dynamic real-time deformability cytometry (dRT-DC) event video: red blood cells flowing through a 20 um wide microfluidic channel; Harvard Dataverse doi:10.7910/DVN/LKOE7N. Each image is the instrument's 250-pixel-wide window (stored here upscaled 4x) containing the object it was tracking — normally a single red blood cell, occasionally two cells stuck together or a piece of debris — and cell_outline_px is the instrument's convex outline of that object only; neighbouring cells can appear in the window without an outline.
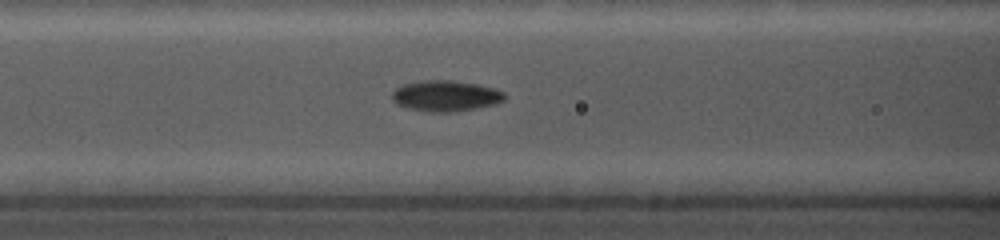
{"species": "common noctule bat (a hibernating species)", "species_latin": "Nyctalus noctula", "temperature_condition": "cold", "stored_images_in_passage": 21, "camera_frame_rate_fps": 5000, "um_per_image_px": 0.085, "animal": {"sex": "female", "body_mass_g": 19.0, "forearm_length_mm": 56.7}, "frame": {"image": 1, "passage_image": 4, "time_ms": 1.4, "image_size_px": [1000, 240], "cell_outline_px": [[504, 100], [496, 104], [456, 112], [428, 112], [408, 108], [396, 104], [392, 100], [392, 92], [396, 88], [404, 84], [428, 80], [448, 80], [476, 84], [492, 88], [504, 92]], "centroid_in_image_um": [37.86, 8.17], "position_along_channel_um": 128.7, "area_um2": 20.11}}
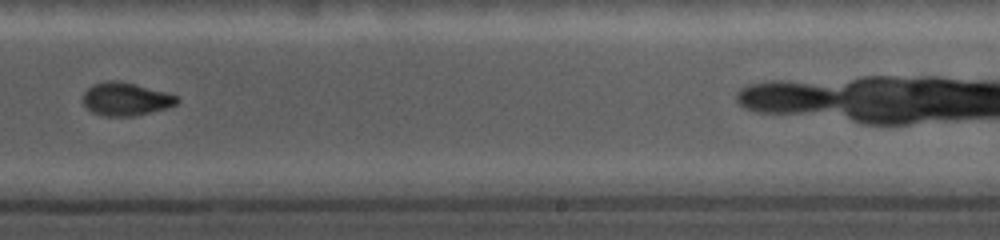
{"frame": {"image": 2, "passage_image": 12, "time_ms": 5.4, "image_size_px": [1000, 240], "cell_outline_px": [[180, 100], [176, 104], [168, 108], [136, 116], [104, 116], [92, 112], [84, 104], [84, 92], [92, 84], [108, 80], [116, 80], [136, 84], [180, 96]], "centroid_in_image_um": [10.73, 8.42], "position_along_channel_um": 278.3, "area_um2": 18.26}}
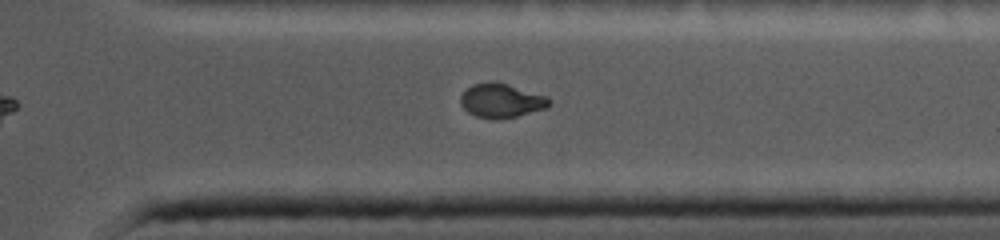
{"frame": {"image": 3, "passage_image": 17, "time_ms": 7.8, "image_size_px": [1000, 240], "cell_outline_px": [[552, 100], [548, 108], [516, 116], [496, 120], [476, 116], [468, 112], [460, 104], [460, 96], [472, 84], [488, 80], [492, 80], [508, 84], [548, 96]], "centroid_in_image_um": [42.62, 8.54], "position_along_channel_um": 368.8, "area_um2": 17.92}}